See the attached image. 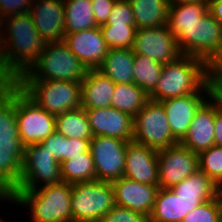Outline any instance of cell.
Instances as JSON below:
<instances>
[{"instance_id": "obj_47", "label": "cell", "mask_w": 222, "mask_h": 222, "mask_svg": "<svg viewBox=\"0 0 222 222\" xmlns=\"http://www.w3.org/2000/svg\"><path fill=\"white\" fill-rule=\"evenodd\" d=\"M208 2L209 0H168L170 5L174 4H183V3H191V2Z\"/></svg>"}, {"instance_id": "obj_6", "label": "cell", "mask_w": 222, "mask_h": 222, "mask_svg": "<svg viewBox=\"0 0 222 222\" xmlns=\"http://www.w3.org/2000/svg\"><path fill=\"white\" fill-rule=\"evenodd\" d=\"M20 89L39 107L58 116L82 108L81 82L18 80Z\"/></svg>"}, {"instance_id": "obj_22", "label": "cell", "mask_w": 222, "mask_h": 222, "mask_svg": "<svg viewBox=\"0 0 222 222\" xmlns=\"http://www.w3.org/2000/svg\"><path fill=\"white\" fill-rule=\"evenodd\" d=\"M115 83L98 69L87 70L81 82L83 109H96L111 106Z\"/></svg>"}, {"instance_id": "obj_41", "label": "cell", "mask_w": 222, "mask_h": 222, "mask_svg": "<svg viewBox=\"0 0 222 222\" xmlns=\"http://www.w3.org/2000/svg\"><path fill=\"white\" fill-rule=\"evenodd\" d=\"M90 150V140L66 138L64 148V161L70 160L76 156H80L82 153H86Z\"/></svg>"}, {"instance_id": "obj_18", "label": "cell", "mask_w": 222, "mask_h": 222, "mask_svg": "<svg viewBox=\"0 0 222 222\" xmlns=\"http://www.w3.org/2000/svg\"><path fill=\"white\" fill-rule=\"evenodd\" d=\"M93 136L133 140V117L111 106L85 109Z\"/></svg>"}, {"instance_id": "obj_8", "label": "cell", "mask_w": 222, "mask_h": 222, "mask_svg": "<svg viewBox=\"0 0 222 222\" xmlns=\"http://www.w3.org/2000/svg\"><path fill=\"white\" fill-rule=\"evenodd\" d=\"M114 206L111 182L95 180L72 184V222H99Z\"/></svg>"}, {"instance_id": "obj_34", "label": "cell", "mask_w": 222, "mask_h": 222, "mask_svg": "<svg viewBox=\"0 0 222 222\" xmlns=\"http://www.w3.org/2000/svg\"><path fill=\"white\" fill-rule=\"evenodd\" d=\"M199 170L222 189V147L212 146L198 154Z\"/></svg>"}, {"instance_id": "obj_12", "label": "cell", "mask_w": 222, "mask_h": 222, "mask_svg": "<svg viewBox=\"0 0 222 222\" xmlns=\"http://www.w3.org/2000/svg\"><path fill=\"white\" fill-rule=\"evenodd\" d=\"M128 142L114 137H92L90 152L94 160L96 180L112 182L123 177Z\"/></svg>"}, {"instance_id": "obj_1", "label": "cell", "mask_w": 222, "mask_h": 222, "mask_svg": "<svg viewBox=\"0 0 222 222\" xmlns=\"http://www.w3.org/2000/svg\"><path fill=\"white\" fill-rule=\"evenodd\" d=\"M6 22L8 35H0V73L3 77L19 79L37 61L47 42L38 33L29 13L5 17L0 21V28Z\"/></svg>"}, {"instance_id": "obj_4", "label": "cell", "mask_w": 222, "mask_h": 222, "mask_svg": "<svg viewBox=\"0 0 222 222\" xmlns=\"http://www.w3.org/2000/svg\"><path fill=\"white\" fill-rule=\"evenodd\" d=\"M72 184L60 182L34 190H14L6 200L31 207L32 222H72Z\"/></svg>"}, {"instance_id": "obj_14", "label": "cell", "mask_w": 222, "mask_h": 222, "mask_svg": "<svg viewBox=\"0 0 222 222\" xmlns=\"http://www.w3.org/2000/svg\"><path fill=\"white\" fill-rule=\"evenodd\" d=\"M132 49L135 55L148 56L162 64L175 61L182 55L167 24L137 29Z\"/></svg>"}, {"instance_id": "obj_39", "label": "cell", "mask_w": 222, "mask_h": 222, "mask_svg": "<svg viewBox=\"0 0 222 222\" xmlns=\"http://www.w3.org/2000/svg\"><path fill=\"white\" fill-rule=\"evenodd\" d=\"M207 87L211 101L218 111L222 112V74L212 71L210 69L207 77Z\"/></svg>"}, {"instance_id": "obj_30", "label": "cell", "mask_w": 222, "mask_h": 222, "mask_svg": "<svg viewBox=\"0 0 222 222\" xmlns=\"http://www.w3.org/2000/svg\"><path fill=\"white\" fill-rule=\"evenodd\" d=\"M208 11V2L203 1L170 5L167 22L170 32L177 37L179 25H192Z\"/></svg>"}, {"instance_id": "obj_2", "label": "cell", "mask_w": 222, "mask_h": 222, "mask_svg": "<svg viewBox=\"0 0 222 222\" xmlns=\"http://www.w3.org/2000/svg\"><path fill=\"white\" fill-rule=\"evenodd\" d=\"M210 69L205 60L182 54L175 61L163 64L162 74L149 99L161 102L201 91L209 95L207 77Z\"/></svg>"}, {"instance_id": "obj_29", "label": "cell", "mask_w": 222, "mask_h": 222, "mask_svg": "<svg viewBox=\"0 0 222 222\" xmlns=\"http://www.w3.org/2000/svg\"><path fill=\"white\" fill-rule=\"evenodd\" d=\"M56 131L66 138L91 140L93 134L90 129L85 109L78 108L56 116Z\"/></svg>"}, {"instance_id": "obj_33", "label": "cell", "mask_w": 222, "mask_h": 222, "mask_svg": "<svg viewBox=\"0 0 222 222\" xmlns=\"http://www.w3.org/2000/svg\"><path fill=\"white\" fill-rule=\"evenodd\" d=\"M100 29L109 49H131L133 47L136 25H101Z\"/></svg>"}, {"instance_id": "obj_45", "label": "cell", "mask_w": 222, "mask_h": 222, "mask_svg": "<svg viewBox=\"0 0 222 222\" xmlns=\"http://www.w3.org/2000/svg\"><path fill=\"white\" fill-rule=\"evenodd\" d=\"M208 10L211 15L222 24V0H209Z\"/></svg>"}, {"instance_id": "obj_19", "label": "cell", "mask_w": 222, "mask_h": 222, "mask_svg": "<svg viewBox=\"0 0 222 222\" xmlns=\"http://www.w3.org/2000/svg\"><path fill=\"white\" fill-rule=\"evenodd\" d=\"M111 183L115 205L150 216L159 189L157 185L141 184L124 176Z\"/></svg>"}, {"instance_id": "obj_28", "label": "cell", "mask_w": 222, "mask_h": 222, "mask_svg": "<svg viewBox=\"0 0 222 222\" xmlns=\"http://www.w3.org/2000/svg\"><path fill=\"white\" fill-rule=\"evenodd\" d=\"M149 100V95L135 83L115 84L111 107L135 117Z\"/></svg>"}, {"instance_id": "obj_15", "label": "cell", "mask_w": 222, "mask_h": 222, "mask_svg": "<svg viewBox=\"0 0 222 222\" xmlns=\"http://www.w3.org/2000/svg\"><path fill=\"white\" fill-rule=\"evenodd\" d=\"M123 176L141 184L159 187L158 151L133 140L129 141Z\"/></svg>"}, {"instance_id": "obj_25", "label": "cell", "mask_w": 222, "mask_h": 222, "mask_svg": "<svg viewBox=\"0 0 222 222\" xmlns=\"http://www.w3.org/2000/svg\"><path fill=\"white\" fill-rule=\"evenodd\" d=\"M133 49H109L98 70L115 84L133 83Z\"/></svg>"}, {"instance_id": "obj_44", "label": "cell", "mask_w": 222, "mask_h": 222, "mask_svg": "<svg viewBox=\"0 0 222 222\" xmlns=\"http://www.w3.org/2000/svg\"><path fill=\"white\" fill-rule=\"evenodd\" d=\"M214 143L215 146L222 147V112L216 108L215 125H214Z\"/></svg>"}, {"instance_id": "obj_35", "label": "cell", "mask_w": 222, "mask_h": 222, "mask_svg": "<svg viewBox=\"0 0 222 222\" xmlns=\"http://www.w3.org/2000/svg\"><path fill=\"white\" fill-rule=\"evenodd\" d=\"M222 193L215 199L204 202L190 211L182 222H221Z\"/></svg>"}, {"instance_id": "obj_26", "label": "cell", "mask_w": 222, "mask_h": 222, "mask_svg": "<svg viewBox=\"0 0 222 222\" xmlns=\"http://www.w3.org/2000/svg\"><path fill=\"white\" fill-rule=\"evenodd\" d=\"M136 24V28L164 26L168 22V0H128Z\"/></svg>"}, {"instance_id": "obj_11", "label": "cell", "mask_w": 222, "mask_h": 222, "mask_svg": "<svg viewBox=\"0 0 222 222\" xmlns=\"http://www.w3.org/2000/svg\"><path fill=\"white\" fill-rule=\"evenodd\" d=\"M41 181L43 186L63 182L61 163L41 143L31 144L24 147L20 181L15 190L37 189Z\"/></svg>"}, {"instance_id": "obj_37", "label": "cell", "mask_w": 222, "mask_h": 222, "mask_svg": "<svg viewBox=\"0 0 222 222\" xmlns=\"http://www.w3.org/2000/svg\"><path fill=\"white\" fill-rule=\"evenodd\" d=\"M147 218L140 212L115 205L99 222H144Z\"/></svg>"}, {"instance_id": "obj_16", "label": "cell", "mask_w": 222, "mask_h": 222, "mask_svg": "<svg viewBox=\"0 0 222 222\" xmlns=\"http://www.w3.org/2000/svg\"><path fill=\"white\" fill-rule=\"evenodd\" d=\"M64 42L87 70L98 69L109 50L102 36L100 26L88 30L65 33Z\"/></svg>"}, {"instance_id": "obj_36", "label": "cell", "mask_w": 222, "mask_h": 222, "mask_svg": "<svg viewBox=\"0 0 222 222\" xmlns=\"http://www.w3.org/2000/svg\"><path fill=\"white\" fill-rule=\"evenodd\" d=\"M103 25H136L129 1L116 0L108 21Z\"/></svg>"}, {"instance_id": "obj_40", "label": "cell", "mask_w": 222, "mask_h": 222, "mask_svg": "<svg viewBox=\"0 0 222 222\" xmlns=\"http://www.w3.org/2000/svg\"><path fill=\"white\" fill-rule=\"evenodd\" d=\"M66 137L61 133L55 131L50 134L41 144L53 154L54 158L62 163L64 162V148H65Z\"/></svg>"}, {"instance_id": "obj_48", "label": "cell", "mask_w": 222, "mask_h": 222, "mask_svg": "<svg viewBox=\"0 0 222 222\" xmlns=\"http://www.w3.org/2000/svg\"><path fill=\"white\" fill-rule=\"evenodd\" d=\"M144 222H155V221L151 220V219L148 217Z\"/></svg>"}, {"instance_id": "obj_43", "label": "cell", "mask_w": 222, "mask_h": 222, "mask_svg": "<svg viewBox=\"0 0 222 222\" xmlns=\"http://www.w3.org/2000/svg\"><path fill=\"white\" fill-rule=\"evenodd\" d=\"M20 88L18 79L10 77L0 78V108Z\"/></svg>"}, {"instance_id": "obj_38", "label": "cell", "mask_w": 222, "mask_h": 222, "mask_svg": "<svg viewBox=\"0 0 222 222\" xmlns=\"http://www.w3.org/2000/svg\"><path fill=\"white\" fill-rule=\"evenodd\" d=\"M33 0H0V21L11 15L30 12Z\"/></svg>"}, {"instance_id": "obj_17", "label": "cell", "mask_w": 222, "mask_h": 222, "mask_svg": "<svg viewBox=\"0 0 222 222\" xmlns=\"http://www.w3.org/2000/svg\"><path fill=\"white\" fill-rule=\"evenodd\" d=\"M29 14L38 33L47 43L64 41L63 0H33Z\"/></svg>"}, {"instance_id": "obj_13", "label": "cell", "mask_w": 222, "mask_h": 222, "mask_svg": "<svg viewBox=\"0 0 222 222\" xmlns=\"http://www.w3.org/2000/svg\"><path fill=\"white\" fill-rule=\"evenodd\" d=\"M198 169V154L180 143L158 150L159 188H172Z\"/></svg>"}, {"instance_id": "obj_27", "label": "cell", "mask_w": 222, "mask_h": 222, "mask_svg": "<svg viewBox=\"0 0 222 222\" xmlns=\"http://www.w3.org/2000/svg\"><path fill=\"white\" fill-rule=\"evenodd\" d=\"M65 33L88 30L98 26L91 0H63Z\"/></svg>"}, {"instance_id": "obj_9", "label": "cell", "mask_w": 222, "mask_h": 222, "mask_svg": "<svg viewBox=\"0 0 222 222\" xmlns=\"http://www.w3.org/2000/svg\"><path fill=\"white\" fill-rule=\"evenodd\" d=\"M133 141L157 151L179 143L171 133L161 102L149 99L133 118Z\"/></svg>"}, {"instance_id": "obj_24", "label": "cell", "mask_w": 222, "mask_h": 222, "mask_svg": "<svg viewBox=\"0 0 222 222\" xmlns=\"http://www.w3.org/2000/svg\"><path fill=\"white\" fill-rule=\"evenodd\" d=\"M200 204L185 203L171 188H159L149 218L155 222H182Z\"/></svg>"}, {"instance_id": "obj_46", "label": "cell", "mask_w": 222, "mask_h": 222, "mask_svg": "<svg viewBox=\"0 0 222 222\" xmlns=\"http://www.w3.org/2000/svg\"><path fill=\"white\" fill-rule=\"evenodd\" d=\"M211 70L222 74V52L216 61L211 65Z\"/></svg>"}, {"instance_id": "obj_31", "label": "cell", "mask_w": 222, "mask_h": 222, "mask_svg": "<svg viewBox=\"0 0 222 222\" xmlns=\"http://www.w3.org/2000/svg\"><path fill=\"white\" fill-rule=\"evenodd\" d=\"M61 176L63 182L70 184L95 181V166L90 150L80 154V156L62 162Z\"/></svg>"}, {"instance_id": "obj_21", "label": "cell", "mask_w": 222, "mask_h": 222, "mask_svg": "<svg viewBox=\"0 0 222 222\" xmlns=\"http://www.w3.org/2000/svg\"><path fill=\"white\" fill-rule=\"evenodd\" d=\"M215 116V104L206 100L196 111L187 135L180 144L197 154L214 146Z\"/></svg>"}, {"instance_id": "obj_7", "label": "cell", "mask_w": 222, "mask_h": 222, "mask_svg": "<svg viewBox=\"0 0 222 222\" xmlns=\"http://www.w3.org/2000/svg\"><path fill=\"white\" fill-rule=\"evenodd\" d=\"M176 41L181 54L200 58L211 66L222 52V24L208 11L192 25H179Z\"/></svg>"}, {"instance_id": "obj_23", "label": "cell", "mask_w": 222, "mask_h": 222, "mask_svg": "<svg viewBox=\"0 0 222 222\" xmlns=\"http://www.w3.org/2000/svg\"><path fill=\"white\" fill-rule=\"evenodd\" d=\"M171 189L185 203L194 204L210 201L222 193V189L199 169Z\"/></svg>"}, {"instance_id": "obj_20", "label": "cell", "mask_w": 222, "mask_h": 222, "mask_svg": "<svg viewBox=\"0 0 222 222\" xmlns=\"http://www.w3.org/2000/svg\"><path fill=\"white\" fill-rule=\"evenodd\" d=\"M205 101L206 98L200 93L161 101L167 114L171 133L179 143L187 135L196 111Z\"/></svg>"}, {"instance_id": "obj_5", "label": "cell", "mask_w": 222, "mask_h": 222, "mask_svg": "<svg viewBox=\"0 0 222 222\" xmlns=\"http://www.w3.org/2000/svg\"><path fill=\"white\" fill-rule=\"evenodd\" d=\"M87 69L64 42H48L37 61L18 80L82 82Z\"/></svg>"}, {"instance_id": "obj_10", "label": "cell", "mask_w": 222, "mask_h": 222, "mask_svg": "<svg viewBox=\"0 0 222 222\" xmlns=\"http://www.w3.org/2000/svg\"><path fill=\"white\" fill-rule=\"evenodd\" d=\"M15 112L24 147L39 144L56 131V116L39 107L20 88L15 92Z\"/></svg>"}, {"instance_id": "obj_42", "label": "cell", "mask_w": 222, "mask_h": 222, "mask_svg": "<svg viewBox=\"0 0 222 222\" xmlns=\"http://www.w3.org/2000/svg\"><path fill=\"white\" fill-rule=\"evenodd\" d=\"M94 19L98 26L106 24L116 0H91Z\"/></svg>"}, {"instance_id": "obj_3", "label": "cell", "mask_w": 222, "mask_h": 222, "mask_svg": "<svg viewBox=\"0 0 222 222\" xmlns=\"http://www.w3.org/2000/svg\"><path fill=\"white\" fill-rule=\"evenodd\" d=\"M24 146L16 123L15 93L0 108V199L7 198L18 186Z\"/></svg>"}, {"instance_id": "obj_32", "label": "cell", "mask_w": 222, "mask_h": 222, "mask_svg": "<svg viewBox=\"0 0 222 222\" xmlns=\"http://www.w3.org/2000/svg\"><path fill=\"white\" fill-rule=\"evenodd\" d=\"M163 64L144 55H135L133 83L148 95L155 89L162 74Z\"/></svg>"}]
</instances>
